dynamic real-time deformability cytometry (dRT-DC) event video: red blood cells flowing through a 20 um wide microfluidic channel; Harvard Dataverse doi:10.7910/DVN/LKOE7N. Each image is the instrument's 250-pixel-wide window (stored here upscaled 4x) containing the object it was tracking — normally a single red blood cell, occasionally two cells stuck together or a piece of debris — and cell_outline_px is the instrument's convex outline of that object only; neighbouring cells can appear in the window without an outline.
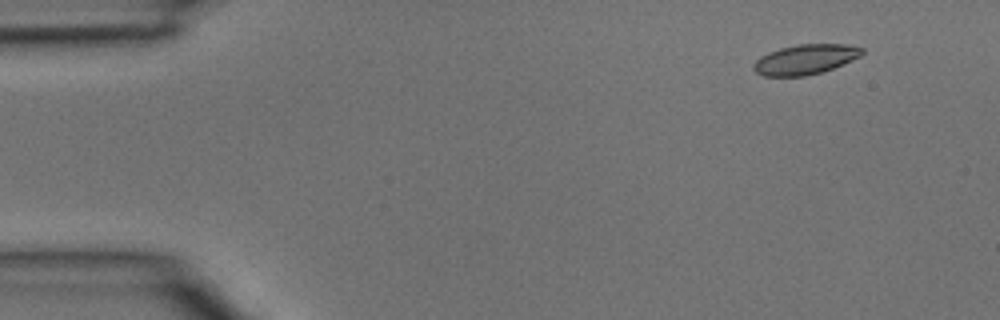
{"species": "common noctule bat (a hibernating species)", "species_latin": "Nyctalus noctula", "temperature_condition": "room temperature", "stored_images_in_passage": 3, "camera_frame_rate_fps": 3000, "um_per_image_px": 0.085, "animal": {"sex": "male", "body_mass_g": 15.6}, "frame": {"image": 1, "passage_image": 1, "time_ms": 0.0, "image_size_px": [1000, 320], "cell_outline_px": [[864, 52], [860, 56], [832, 68], [820, 72], [804, 76], [764, 76], [756, 72], [752, 68], [752, 64], [760, 56], [768, 52], [780, 48], [796, 44], [844, 44], [864, 48]], "centroid_in_image_um": [68.41, 5.04], "position_along_channel_um": 16.6, "area_um2": 18.84}}
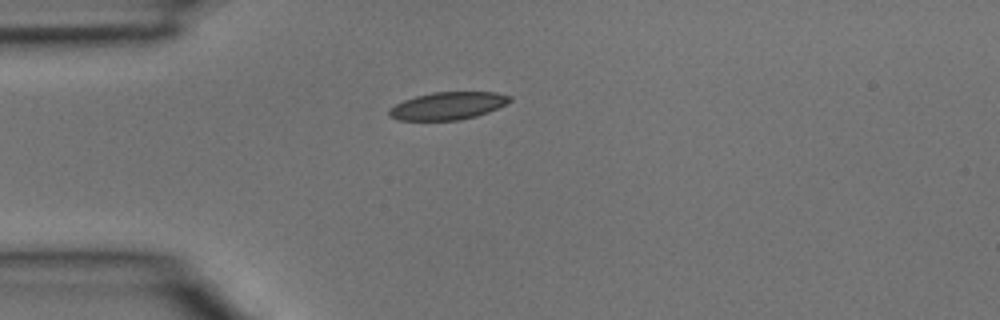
{"frame": {"image": 2, "passage_image": 3, "time_ms": 0.667, "image_size_px": [1000, 320], "cell_outline_px": [[512, 100], [488, 112], [476, 116], [460, 120], [400, 120], [388, 116], [388, 108], [404, 100], [416, 96], [432, 92], [496, 92], [512, 96]], "centroid_in_image_um": [38.05, 8.99], "position_along_channel_um": 47.0, "area_um2": 19.36}}